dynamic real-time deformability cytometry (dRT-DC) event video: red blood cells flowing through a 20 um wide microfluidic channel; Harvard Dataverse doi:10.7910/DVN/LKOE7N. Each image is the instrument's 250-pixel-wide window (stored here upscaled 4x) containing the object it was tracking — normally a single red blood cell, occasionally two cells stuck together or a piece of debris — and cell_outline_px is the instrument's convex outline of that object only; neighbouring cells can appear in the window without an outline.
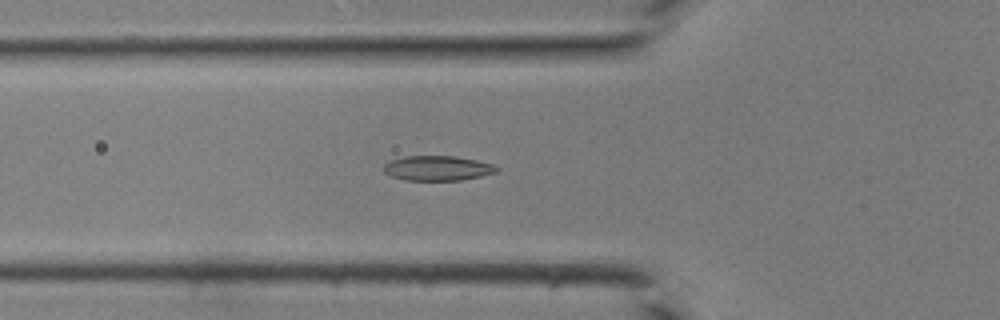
{"species": "common noctule bat (a hibernating species)", "species_latin": "Nyctalus noctula", "temperature_condition": "room temperature", "stored_images_in_passage": 39, "camera_frame_rate_fps": 3000, "um_per_image_px": 0.085, "animal": {"sex": "male", "body_mass_g": 19.0, "forearm_length_mm": 50.8}, "frame": {"image": 1, "passage_image": 12, "time_ms": 3.667, "image_size_px": [1000, 320], "cell_outline_px": [[500, 168], [496, 172], [480, 176], [460, 180], [404, 180], [392, 176], [384, 172], [380, 168], [384, 164], [392, 160], [404, 156], [456, 156], [476, 160], [492, 164]], "centroid_in_image_um": [37.15, 14.29], "position_along_channel_um": 88.6, "area_um2": 16.36}}
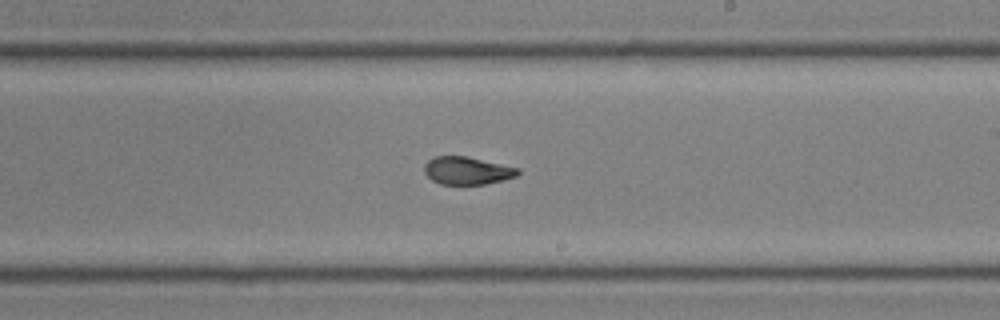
{"frame": {"image": 2, "passage_image": 22, "time_ms": 7.0, "image_size_px": [1000, 320], "cell_outline_px": [[520, 172], [516, 176], [504, 180], [484, 184], [440, 184], [432, 180], [424, 172], [424, 164], [428, 160], [436, 156], [464, 156], [520, 168]], "centroid_in_image_um": [39.7, 14.51], "position_along_channel_um": 249.3, "area_um2": 15.03}}
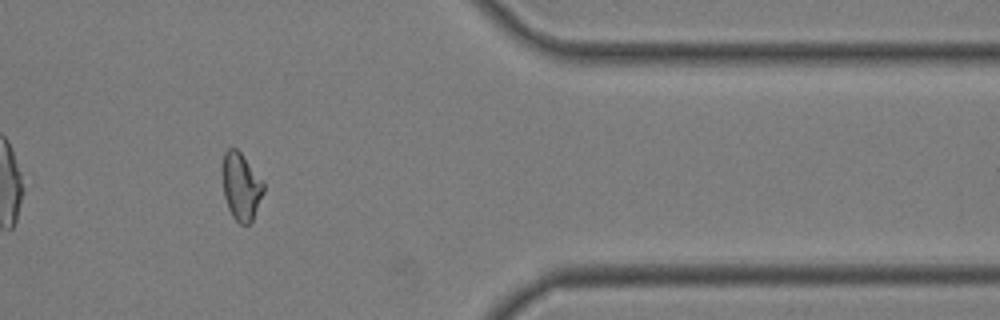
{"frame": {"image": 3, "passage_image": 32, "time_ms": 10.333, "image_size_px": [1000, 320], "cell_outline_px": [[264, 192], [252, 220], [248, 224], [240, 224], [232, 216], [228, 208], [224, 196], [220, 168], [224, 152], [228, 148], [236, 148], [240, 152], [264, 184]], "centroid_in_image_um": [20.44, 15.83], "position_along_channel_um": 391.0, "area_um2": 16.18}}